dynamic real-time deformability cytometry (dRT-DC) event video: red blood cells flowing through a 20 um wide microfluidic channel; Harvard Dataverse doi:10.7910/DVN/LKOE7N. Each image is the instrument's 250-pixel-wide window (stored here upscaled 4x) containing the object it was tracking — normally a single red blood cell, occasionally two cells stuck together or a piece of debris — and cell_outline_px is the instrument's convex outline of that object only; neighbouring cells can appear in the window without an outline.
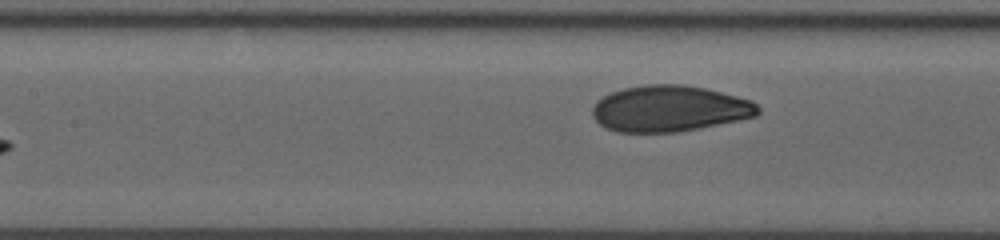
{"species": "human", "species_latin": "Homo sapiens", "temperature_condition": "room temperature", "stored_images_in_passage": 7, "segment_of_instrument_passage": [2, 2], "camera_frame_rate_fps": 3000, "um_per_image_px": 0.085, "donor": {"sex": "male"}, "frame": {"image": 1, "passage_image": 7, "time_ms": 2.0, "image_size_px": [1000, 240], "cell_outline_px": [[760, 112], [756, 116], [676, 132], [616, 132], [600, 124], [592, 116], [592, 108], [596, 100], [612, 92], [624, 88], [648, 84], [684, 84], [704, 88], [752, 100], [760, 108]], "centroid_in_image_um": [56.88, 9.22], "position_along_channel_um": 150.5, "area_um2": 44.22}}